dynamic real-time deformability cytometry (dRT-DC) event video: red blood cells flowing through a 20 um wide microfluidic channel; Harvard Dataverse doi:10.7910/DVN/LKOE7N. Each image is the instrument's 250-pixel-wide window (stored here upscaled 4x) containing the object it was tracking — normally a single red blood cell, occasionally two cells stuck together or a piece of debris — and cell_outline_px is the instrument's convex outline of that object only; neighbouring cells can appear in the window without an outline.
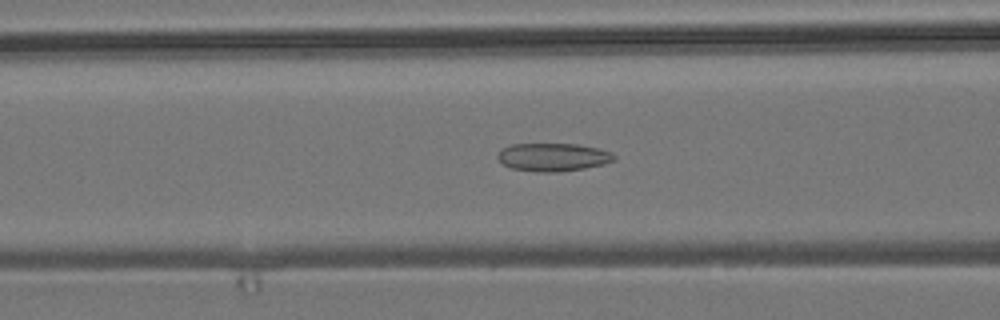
{"species": "common noctule bat (a hibernating species)", "species_latin": "Nyctalus noctula", "temperature_condition": "room temperature", "stored_images_in_passage": 47, "camera_frame_rate_fps": 3000, "um_per_image_px": 0.085, "animal": {"sex": "male", "body_mass_g": 19.2, "forearm_length_mm": 51.8}, "frame": {"image": 1, "passage_image": 15, "time_ms": 4.667, "image_size_px": [1000, 320], "cell_outline_px": [[616, 160], [604, 164], [584, 168], [560, 172], [536, 172], [512, 168], [504, 164], [496, 156], [504, 148], [512, 144], [576, 144], [600, 148], [612, 152], [616, 156]], "centroid_in_image_um": [47.07, 13.36], "position_along_channel_um": 119.5, "area_um2": 19.07}}
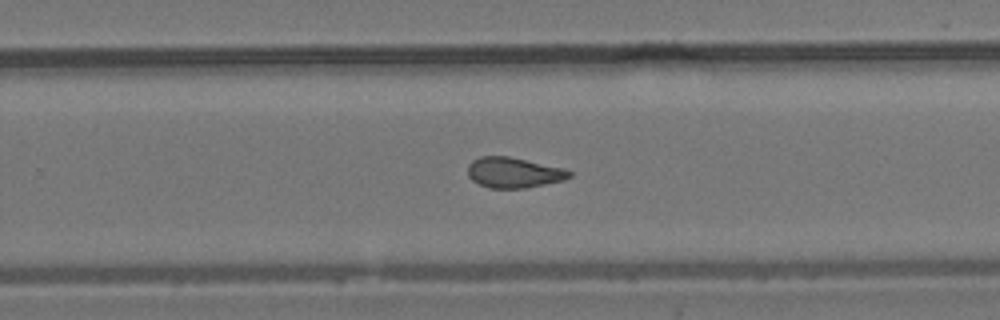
{"frame": {"image": 2, "passage_image": 28, "time_ms": 9.0, "image_size_px": [1000, 320], "cell_outline_px": [[572, 176], [564, 180], [524, 188], [488, 188], [472, 180], [468, 176], [468, 164], [472, 160], [480, 156], [508, 156], [564, 168], [572, 172]], "centroid_in_image_um": [43.65, 14.66], "position_along_channel_um": 286.1, "area_um2": 18.03}}
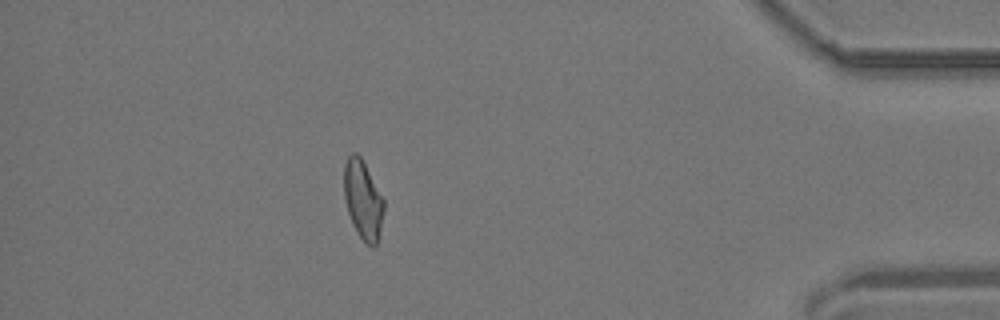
{"frame": {"image": 3, "passage_image": 41, "time_ms": 13.333, "image_size_px": [1000, 320], "cell_outline_px": [[384, 208], [380, 228], [376, 244], [372, 248], [360, 236], [352, 224], [344, 200], [344, 164], [348, 156], [352, 152], [356, 152], [360, 156], [384, 200]], "centroid_in_image_um": [30.82, 16.95], "position_along_channel_um": 404.4, "area_um2": 17.98}, "authors_computed_cell_mechanics": {"area_um2": 18.6116, "velocity_mm_per_s": 3.857, "shape_relaxation_time_tau1_ms": null, "shape_relaxation_time_tau2_ms": 2.1003, "deformation_change_tau1": null, "deformation_change_tau2": 0.0849}}